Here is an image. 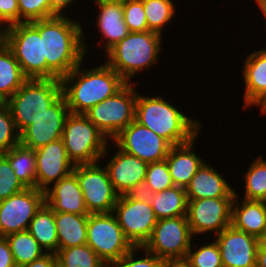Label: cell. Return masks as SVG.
Masks as SVG:
<instances>
[{
    "label": "cell",
    "mask_w": 266,
    "mask_h": 267,
    "mask_svg": "<svg viewBox=\"0 0 266 267\" xmlns=\"http://www.w3.org/2000/svg\"><path fill=\"white\" fill-rule=\"evenodd\" d=\"M77 21L67 14L39 20L46 79H61L86 59L88 48L84 28Z\"/></svg>",
    "instance_id": "cell-1"
},
{
    "label": "cell",
    "mask_w": 266,
    "mask_h": 267,
    "mask_svg": "<svg viewBox=\"0 0 266 267\" xmlns=\"http://www.w3.org/2000/svg\"><path fill=\"white\" fill-rule=\"evenodd\" d=\"M81 66L82 63L60 79L70 113L84 114L127 83L106 63L89 69H81Z\"/></svg>",
    "instance_id": "cell-2"
},
{
    "label": "cell",
    "mask_w": 266,
    "mask_h": 267,
    "mask_svg": "<svg viewBox=\"0 0 266 267\" xmlns=\"http://www.w3.org/2000/svg\"><path fill=\"white\" fill-rule=\"evenodd\" d=\"M177 108L160 94L145 97L137 91L135 120L172 146L184 144L199 136L202 125Z\"/></svg>",
    "instance_id": "cell-3"
},
{
    "label": "cell",
    "mask_w": 266,
    "mask_h": 267,
    "mask_svg": "<svg viewBox=\"0 0 266 267\" xmlns=\"http://www.w3.org/2000/svg\"><path fill=\"white\" fill-rule=\"evenodd\" d=\"M162 37L153 31L130 32L106 52L105 63L127 83H132V77L158 61Z\"/></svg>",
    "instance_id": "cell-4"
},
{
    "label": "cell",
    "mask_w": 266,
    "mask_h": 267,
    "mask_svg": "<svg viewBox=\"0 0 266 267\" xmlns=\"http://www.w3.org/2000/svg\"><path fill=\"white\" fill-rule=\"evenodd\" d=\"M62 139L74 165L100 162L109 154L107 147H112L106 136L84 114L70 113L67 116Z\"/></svg>",
    "instance_id": "cell-5"
},
{
    "label": "cell",
    "mask_w": 266,
    "mask_h": 267,
    "mask_svg": "<svg viewBox=\"0 0 266 267\" xmlns=\"http://www.w3.org/2000/svg\"><path fill=\"white\" fill-rule=\"evenodd\" d=\"M62 95L60 79H28L8 100L19 134Z\"/></svg>",
    "instance_id": "cell-6"
},
{
    "label": "cell",
    "mask_w": 266,
    "mask_h": 267,
    "mask_svg": "<svg viewBox=\"0 0 266 267\" xmlns=\"http://www.w3.org/2000/svg\"><path fill=\"white\" fill-rule=\"evenodd\" d=\"M2 41L12 51L28 79H46V59H43L39 20L7 27L3 30Z\"/></svg>",
    "instance_id": "cell-7"
},
{
    "label": "cell",
    "mask_w": 266,
    "mask_h": 267,
    "mask_svg": "<svg viewBox=\"0 0 266 267\" xmlns=\"http://www.w3.org/2000/svg\"><path fill=\"white\" fill-rule=\"evenodd\" d=\"M136 98L134 83H126L118 92L90 108L84 115L108 140H113L135 120Z\"/></svg>",
    "instance_id": "cell-8"
},
{
    "label": "cell",
    "mask_w": 266,
    "mask_h": 267,
    "mask_svg": "<svg viewBox=\"0 0 266 267\" xmlns=\"http://www.w3.org/2000/svg\"><path fill=\"white\" fill-rule=\"evenodd\" d=\"M86 244L108 267L134 247L112 212L88 215Z\"/></svg>",
    "instance_id": "cell-9"
},
{
    "label": "cell",
    "mask_w": 266,
    "mask_h": 267,
    "mask_svg": "<svg viewBox=\"0 0 266 267\" xmlns=\"http://www.w3.org/2000/svg\"><path fill=\"white\" fill-rule=\"evenodd\" d=\"M99 163L79 164L73 169L89 214L111 213L119 197L107 169Z\"/></svg>",
    "instance_id": "cell-10"
},
{
    "label": "cell",
    "mask_w": 266,
    "mask_h": 267,
    "mask_svg": "<svg viewBox=\"0 0 266 267\" xmlns=\"http://www.w3.org/2000/svg\"><path fill=\"white\" fill-rule=\"evenodd\" d=\"M192 238L186 215L163 218L157 221L143 248L163 260L186 258Z\"/></svg>",
    "instance_id": "cell-11"
},
{
    "label": "cell",
    "mask_w": 266,
    "mask_h": 267,
    "mask_svg": "<svg viewBox=\"0 0 266 267\" xmlns=\"http://www.w3.org/2000/svg\"><path fill=\"white\" fill-rule=\"evenodd\" d=\"M119 226L134 247H143L149 240L158 219L151 204L119 195L113 208Z\"/></svg>",
    "instance_id": "cell-12"
},
{
    "label": "cell",
    "mask_w": 266,
    "mask_h": 267,
    "mask_svg": "<svg viewBox=\"0 0 266 267\" xmlns=\"http://www.w3.org/2000/svg\"><path fill=\"white\" fill-rule=\"evenodd\" d=\"M234 197L187 200V221L193 237L214 232L220 234L231 225Z\"/></svg>",
    "instance_id": "cell-13"
},
{
    "label": "cell",
    "mask_w": 266,
    "mask_h": 267,
    "mask_svg": "<svg viewBox=\"0 0 266 267\" xmlns=\"http://www.w3.org/2000/svg\"><path fill=\"white\" fill-rule=\"evenodd\" d=\"M45 202V192L24 190L0 201V237L28 230L30 221Z\"/></svg>",
    "instance_id": "cell-14"
},
{
    "label": "cell",
    "mask_w": 266,
    "mask_h": 267,
    "mask_svg": "<svg viewBox=\"0 0 266 267\" xmlns=\"http://www.w3.org/2000/svg\"><path fill=\"white\" fill-rule=\"evenodd\" d=\"M147 163L166 159L172 145L155 132L134 120L112 141L113 144Z\"/></svg>",
    "instance_id": "cell-15"
},
{
    "label": "cell",
    "mask_w": 266,
    "mask_h": 267,
    "mask_svg": "<svg viewBox=\"0 0 266 267\" xmlns=\"http://www.w3.org/2000/svg\"><path fill=\"white\" fill-rule=\"evenodd\" d=\"M70 111L61 95L45 112L20 133V145L36 150L62 138L64 123Z\"/></svg>",
    "instance_id": "cell-16"
},
{
    "label": "cell",
    "mask_w": 266,
    "mask_h": 267,
    "mask_svg": "<svg viewBox=\"0 0 266 267\" xmlns=\"http://www.w3.org/2000/svg\"><path fill=\"white\" fill-rule=\"evenodd\" d=\"M35 156L36 188L43 192L73 172L75 165L67 155L62 138L37 148Z\"/></svg>",
    "instance_id": "cell-17"
},
{
    "label": "cell",
    "mask_w": 266,
    "mask_h": 267,
    "mask_svg": "<svg viewBox=\"0 0 266 267\" xmlns=\"http://www.w3.org/2000/svg\"><path fill=\"white\" fill-rule=\"evenodd\" d=\"M223 267H256L260 239L232 225L216 236Z\"/></svg>",
    "instance_id": "cell-18"
},
{
    "label": "cell",
    "mask_w": 266,
    "mask_h": 267,
    "mask_svg": "<svg viewBox=\"0 0 266 267\" xmlns=\"http://www.w3.org/2000/svg\"><path fill=\"white\" fill-rule=\"evenodd\" d=\"M118 149L104 166L115 191L123 195L136 184L145 181L148 163Z\"/></svg>",
    "instance_id": "cell-19"
},
{
    "label": "cell",
    "mask_w": 266,
    "mask_h": 267,
    "mask_svg": "<svg viewBox=\"0 0 266 267\" xmlns=\"http://www.w3.org/2000/svg\"><path fill=\"white\" fill-rule=\"evenodd\" d=\"M45 202L54 212L89 215L79 181L73 172L45 191Z\"/></svg>",
    "instance_id": "cell-20"
},
{
    "label": "cell",
    "mask_w": 266,
    "mask_h": 267,
    "mask_svg": "<svg viewBox=\"0 0 266 267\" xmlns=\"http://www.w3.org/2000/svg\"><path fill=\"white\" fill-rule=\"evenodd\" d=\"M208 164L204 162L201 165L185 188L187 200L235 197V189L223 178V175L221 176L215 168Z\"/></svg>",
    "instance_id": "cell-21"
},
{
    "label": "cell",
    "mask_w": 266,
    "mask_h": 267,
    "mask_svg": "<svg viewBox=\"0 0 266 267\" xmlns=\"http://www.w3.org/2000/svg\"><path fill=\"white\" fill-rule=\"evenodd\" d=\"M238 195L235 191L231 225L261 240L266 233V201L243 199L240 204Z\"/></svg>",
    "instance_id": "cell-22"
},
{
    "label": "cell",
    "mask_w": 266,
    "mask_h": 267,
    "mask_svg": "<svg viewBox=\"0 0 266 267\" xmlns=\"http://www.w3.org/2000/svg\"><path fill=\"white\" fill-rule=\"evenodd\" d=\"M197 138L199 137L196 136L187 143L172 146L167 154L165 160L168 164L174 186L186 188L191 178L205 162L193 150Z\"/></svg>",
    "instance_id": "cell-23"
},
{
    "label": "cell",
    "mask_w": 266,
    "mask_h": 267,
    "mask_svg": "<svg viewBox=\"0 0 266 267\" xmlns=\"http://www.w3.org/2000/svg\"><path fill=\"white\" fill-rule=\"evenodd\" d=\"M243 63V108H249L266 94V47L248 54Z\"/></svg>",
    "instance_id": "cell-24"
},
{
    "label": "cell",
    "mask_w": 266,
    "mask_h": 267,
    "mask_svg": "<svg viewBox=\"0 0 266 267\" xmlns=\"http://www.w3.org/2000/svg\"><path fill=\"white\" fill-rule=\"evenodd\" d=\"M98 18L96 26L100 35L106 40L102 45L104 53L111 49L130 32L124 20L123 2H96ZM100 10V11H99Z\"/></svg>",
    "instance_id": "cell-25"
},
{
    "label": "cell",
    "mask_w": 266,
    "mask_h": 267,
    "mask_svg": "<svg viewBox=\"0 0 266 267\" xmlns=\"http://www.w3.org/2000/svg\"><path fill=\"white\" fill-rule=\"evenodd\" d=\"M88 215L55 212L58 249L87 243Z\"/></svg>",
    "instance_id": "cell-26"
},
{
    "label": "cell",
    "mask_w": 266,
    "mask_h": 267,
    "mask_svg": "<svg viewBox=\"0 0 266 267\" xmlns=\"http://www.w3.org/2000/svg\"><path fill=\"white\" fill-rule=\"evenodd\" d=\"M27 231L46 253L55 254L58 251L55 212L46 202L35 213Z\"/></svg>",
    "instance_id": "cell-27"
},
{
    "label": "cell",
    "mask_w": 266,
    "mask_h": 267,
    "mask_svg": "<svg viewBox=\"0 0 266 267\" xmlns=\"http://www.w3.org/2000/svg\"><path fill=\"white\" fill-rule=\"evenodd\" d=\"M27 80L12 51L2 41L0 43V93L8 100Z\"/></svg>",
    "instance_id": "cell-28"
},
{
    "label": "cell",
    "mask_w": 266,
    "mask_h": 267,
    "mask_svg": "<svg viewBox=\"0 0 266 267\" xmlns=\"http://www.w3.org/2000/svg\"><path fill=\"white\" fill-rule=\"evenodd\" d=\"M187 204L186 190L178 186L155 193L151 202L158 220L186 215Z\"/></svg>",
    "instance_id": "cell-29"
},
{
    "label": "cell",
    "mask_w": 266,
    "mask_h": 267,
    "mask_svg": "<svg viewBox=\"0 0 266 267\" xmlns=\"http://www.w3.org/2000/svg\"><path fill=\"white\" fill-rule=\"evenodd\" d=\"M1 154L9 161L17 178L26 188H36L35 150L19 144Z\"/></svg>",
    "instance_id": "cell-30"
},
{
    "label": "cell",
    "mask_w": 266,
    "mask_h": 267,
    "mask_svg": "<svg viewBox=\"0 0 266 267\" xmlns=\"http://www.w3.org/2000/svg\"><path fill=\"white\" fill-rule=\"evenodd\" d=\"M5 238L17 267L29 264L47 254L27 230L10 234Z\"/></svg>",
    "instance_id": "cell-31"
},
{
    "label": "cell",
    "mask_w": 266,
    "mask_h": 267,
    "mask_svg": "<svg viewBox=\"0 0 266 267\" xmlns=\"http://www.w3.org/2000/svg\"><path fill=\"white\" fill-rule=\"evenodd\" d=\"M57 267H108L87 244L58 249Z\"/></svg>",
    "instance_id": "cell-32"
},
{
    "label": "cell",
    "mask_w": 266,
    "mask_h": 267,
    "mask_svg": "<svg viewBox=\"0 0 266 267\" xmlns=\"http://www.w3.org/2000/svg\"><path fill=\"white\" fill-rule=\"evenodd\" d=\"M245 200L266 201V160L259 155L244 173Z\"/></svg>",
    "instance_id": "cell-33"
},
{
    "label": "cell",
    "mask_w": 266,
    "mask_h": 267,
    "mask_svg": "<svg viewBox=\"0 0 266 267\" xmlns=\"http://www.w3.org/2000/svg\"><path fill=\"white\" fill-rule=\"evenodd\" d=\"M149 31L163 35L167 23L175 15L173 0H142Z\"/></svg>",
    "instance_id": "cell-34"
},
{
    "label": "cell",
    "mask_w": 266,
    "mask_h": 267,
    "mask_svg": "<svg viewBox=\"0 0 266 267\" xmlns=\"http://www.w3.org/2000/svg\"><path fill=\"white\" fill-rule=\"evenodd\" d=\"M199 247L194 251L191 244L187 253L186 259L192 267H223L220 248L215 239Z\"/></svg>",
    "instance_id": "cell-35"
},
{
    "label": "cell",
    "mask_w": 266,
    "mask_h": 267,
    "mask_svg": "<svg viewBox=\"0 0 266 267\" xmlns=\"http://www.w3.org/2000/svg\"><path fill=\"white\" fill-rule=\"evenodd\" d=\"M20 144V134L16 129L8 105L0 107V153Z\"/></svg>",
    "instance_id": "cell-36"
},
{
    "label": "cell",
    "mask_w": 266,
    "mask_h": 267,
    "mask_svg": "<svg viewBox=\"0 0 266 267\" xmlns=\"http://www.w3.org/2000/svg\"><path fill=\"white\" fill-rule=\"evenodd\" d=\"M145 183L154 193L174 186L166 160L148 163Z\"/></svg>",
    "instance_id": "cell-37"
},
{
    "label": "cell",
    "mask_w": 266,
    "mask_h": 267,
    "mask_svg": "<svg viewBox=\"0 0 266 267\" xmlns=\"http://www.w3.org/2000/svg\"><path fill=\"white\" fill-rule=\"evenodd\" d=\"M123 13L129 32L149 31L142 0L123 1Z\"/></svg>",
    "instance_id": "cell-38"
},
{
    "label": "cell",
    "mask_w": 266,
    "mask_h": 267,
    "mask_svg": "<svg viewBox=\"0 0 266 267\" xmlns=\"http://www.w3.org/2000/svg\"><path fill=\"white\" fill-rule=\"evenodd\" d=\"M9 161L0 153V201L24 190Z\"/></svg>",
    "instance_id": "cell-39"
},
{
    "label": "cell",
    "mask_w": 266,
    "mask_h": 267,
    "mask_svg": "<svg viewBox=\"0 0 266 267\" xmlns=\"http://www.w3.org/2000/svg\"><path fill=\"white\" fill-rule=\"evenodd\" d=\"M145 251L142 258H137L136 251ZM135 257V258H134ZM164 260L158 258L153 253L147 251L143 247H133L128 253L119 260L113 262L109 267H163Z\"/></svg>",
    "instance_id": "cell-40"
},
{
    "label": "cell",
    "mask_w": 266,
    "mask_h": 267,
    "mask_svg": "<svg viewBox=\"0 0 266 267\" xmlns=\"http://www.w3.org/2000/svg\"><path fill=\"white\" fill-rule=\"evenodd\" d=\"M20 23L50 18V0H17Z\"/></svg>",
    "instance_id": "cell-41"
},
{
    "label": "cell",
    "mask_w": 266,
    "mask_h": 267,
    "mask_svg": "<svg viewBox=\"0 0 266 267\" xmlns=\"http://www.w3.org/2000/svg\"><path fill=\"white\" fill-rule=\"evenodd\" d=\"M20 23L17 0H0V27L4 30Z\"/></svg>",
    "instance_id": "cell-42"
},
{
    "label": "cell",
    "mask_w": 266,
    "mask_h": 267,
    "mask_svg": "<svg viewBox=\"0 0 266 267\" xmlns=\"http://www.w3.org/2000/svg\"><path fill=\"white\" fill-rule=\"evenodd\" d=\"M154 194L153 190L143 181L129 189L125 195L130 199L151 204Z\"/></svg>",
    "instance_id": "cell-43"
},
{
    "label": "cell",
    "mask_w": 266,
    "mask_h": 267,
    "mask_svg": "<svg viewBox=\"0 0 266 267\" xmlns=\"http://www.w3.org/2000/svg\"><path fill=\"white\" fill-rule=\"evenodd\" d=\"M0 267H17L5 237H0Z\"/></svg>",
    "instance_id": "cell-44"
},
{
    "label": "cell",
    "mask_w": 266,
    "mask_h": 267,
    "mask_svg": "<svg viewBox=\"0 0 266 267\" xmlns=\"http://www.w3.org/2000/svg\"><path fill=\"white\" fill-rule=\"evenodd\" d=\"M76 0H50V18L54 16H66L65 11Z\"/></svg>",
    "instance_id": "cell-45"
},
{
    "label": "cell",
    "mask_w": 266,
    "mask_h": 267,
    "mask_svg": "<svg viewBox=\"0 0 266 267\" xmlns=\"http://www.w3.org/2000/svg\"><path fill=\"white\" fill-rule=\"evenodd\" d=\"M22 267H57L56 255L53 253H47L43 257Z\"/></svg>",
    "instance_id": "cell-46"
},
{
    "label": "cell",
    "mask_w": 266,
    "mask_h": 267,
    "mask_svg": "<svg viewBox=\"0 0 266 267\" xmlns=\"http://www.w3.org/2000/svg\"><path fill=\"white\" fill-rule=\"evenodd\" d=\"M163 267H192L186 258L166 259Z\"/></svg>",
    "instance_id": "cell-47"
},
{
    "label": "cell",
    "mask_w": 266,
    "mask_h": 267,
    "mask_svg": "<svg viewBox=\"0 0 266 267\" xmlns=\"http://www.w3.org/2000/svg\"><path fill=\"white\" fill-rule=\"evenodd\" d=\"M256 267H266V244L262 241L258 246Z\"/></svg>",
    "instance_id": "cell-48"
},
{
    "label": "cell",
    "mask_w": 266,
    "mask_h": 267,
    "mask_svg": "<svg viewBox=\"0 0 266 267\" xmlns=\"http://www.w3.org/2000/svg\"><path fill=\"white\" fill-rule=\"evenodd\" d=\"M254 106H259L261 113L266 115V94Z\"/></svg>",
    "instance_id": "cell-49"
},
{
    "label": "cell",
    "mask_w": 266,
    "mask_h": 267,
    "mask_svg": "<svg viewBox=\"0 0 266 267\" xmlns=\"http://www.w3.org/2000/svg\"><path fill=\"white\" fill-rule=\"evenodd\" d=\"M255 2L258 4L259 9H261V12L266 19V0H255Z\"/></svg>",
    "instance_id": "cell-50"
},
{
    "label": "cell",
    "mask_w": 266,
    "mask_h": 267,
    "mask_svg": "<svg viewBox=\"0 0 266 267\" xmlns=\"http://www.w3.org/2000/svg\"><path fill=\"white\" fill-rule=\"evenodd\" d=\"M6 104H7V100L0 93V107L4 106Z\"/></svg>",
    "instance_id": "cell-51"
},
{
    "label": "cell",
    "mask_w": 266,
    "mask_h": 267,
    "mask_svg": "<svg viewBox=\"0 0 266 267\" xmlns=\"http://www.w3.org/2000/svg\"><path fill=\"white\" fill-rule=\"evenodd\" d=\"M110 1H112V2H123V1H125V0H95V1H93V2H110Z\"/></svg>",
    "instance_id": "cell-52"
},
{
    "label": "cell",
    "mask_w": 266,
    "mask_h": 267,
    "mask_svg": "<svg viewBox=\"0 0 266 267\" xmlns=\"http://www.w3.org/2000/svg\"><path fill=\"white\" fill-rule=\"evenodd\" d=\"M3 40V29L0 27V43Z\"/></svg>",
    "instance_id": "cell-53"
},
{
    "label": "cell",
    "mask_w": 266,
    "mask_h": 267,
    "mask_svg": "<svg viewBox=\"0 0 266 267\" xmlns=\"http://www.w3.org/2000/svg\"><path fill=\"white\" fill-rule=\"evenodd\" d=\"M261 241H262L264 244H266V233H265L264 237L261 239Z\"/></svg>",
    "instance_id": "cell-54"
}]
</instances>
